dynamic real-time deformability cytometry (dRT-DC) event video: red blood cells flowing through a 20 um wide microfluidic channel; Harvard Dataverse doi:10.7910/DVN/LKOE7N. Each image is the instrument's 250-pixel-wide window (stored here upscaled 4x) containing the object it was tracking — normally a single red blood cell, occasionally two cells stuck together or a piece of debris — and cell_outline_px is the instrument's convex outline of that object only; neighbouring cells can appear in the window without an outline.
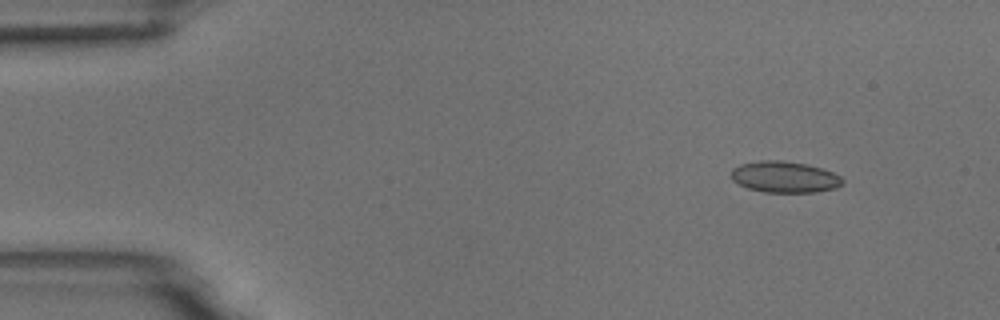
{"species": "common noctule bat (a hibernating species)", "species_latin": "Nyctalus noctula", "temperature_condition": "room temperature", "stored_images_in_passage": 9, "camera_frame_rate_fps": 3000, "um_per_image_px": 0.085, "animal": {"sex": "male", "body_mass_g": 18.8}, "frame": {"image": 1, "passage_image": 1, "time_ms": 0.0, "image_size_px": [1000, 320], "cell_outline_px": [[844, 184], [836, 188], [816, 192], [764, 192], [748, 188], [732, 180], [732, 168], [740, 164], [760, 160], [776, 160], [804, 164], [820, 168], [832, 172], [840, 176], [844, 180]], "centroid_in_image_um": [66.7, 15.05], "position_along_channel_um": 18.3, "area_um2": 20.17}}
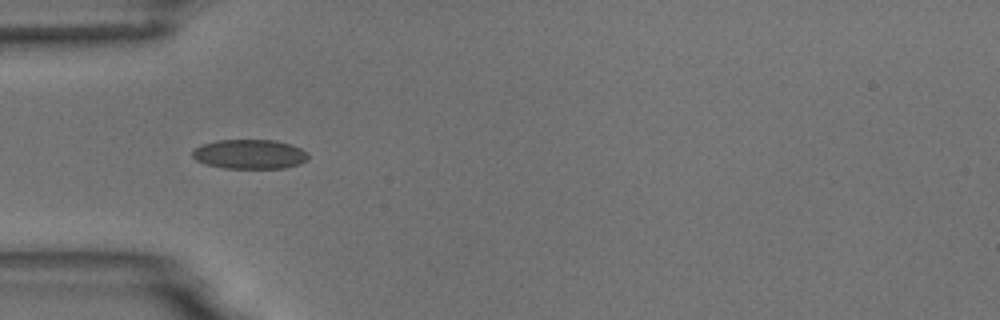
{"frame": {"image": 2, "passage_image": 4, "time_ms": 3.667, "image_size_px": [1000, 320], "cell_outline_px": [[308, 160], [300, 164], [284, 168], [224, 168], [208, 164], [196, 160], [192, 156], [192, 152], [200, 144], [216, 140], [276, 140], [292, 144], [308, 152]], "centroid_in_image_um": [21.25, 13.1], "position_along_channel_um": 63.7, "area_um2": 20.0}}